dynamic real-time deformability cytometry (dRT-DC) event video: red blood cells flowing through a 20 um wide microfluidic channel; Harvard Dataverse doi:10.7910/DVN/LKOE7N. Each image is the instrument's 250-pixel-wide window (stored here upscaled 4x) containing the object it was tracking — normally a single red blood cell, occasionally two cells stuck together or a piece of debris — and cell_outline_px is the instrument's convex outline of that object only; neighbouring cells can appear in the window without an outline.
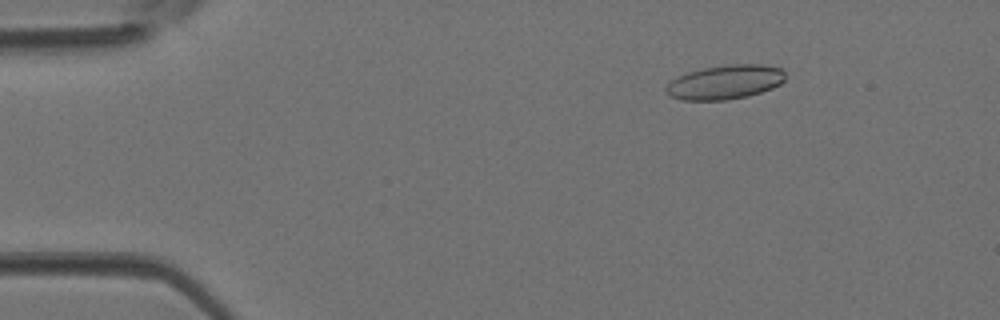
{"species": "Egyptian fruit bat (a non-hibernating species)", "species_latin": "Rousettus aegyptiacus", "temperature_condition": "room temperature", "stored_images_in_passage": 4, "camera_frame_rate_fps": 3000, "um_per_image_px": 0.085, "animal": {"sex": "female"}, "frame": {"image": 1, "passage_image": 2, "time_ms": 0.333, "image_size_px": [1000, 320], "cell_outline_px": [[784, 80], [780, 84], [772, 88], [748, 96], [728, 100], [684, 100], [668, 96], [664, 92], [664, 88], [672, 80], [688, 72], [704, 68], [732, 64], [760, 64], [780, 68], [784, 72]], "centroid_in_image_um": [61.61, 6.99], "position_along_channel_um": 23.4, "area_um2": 23.7}}
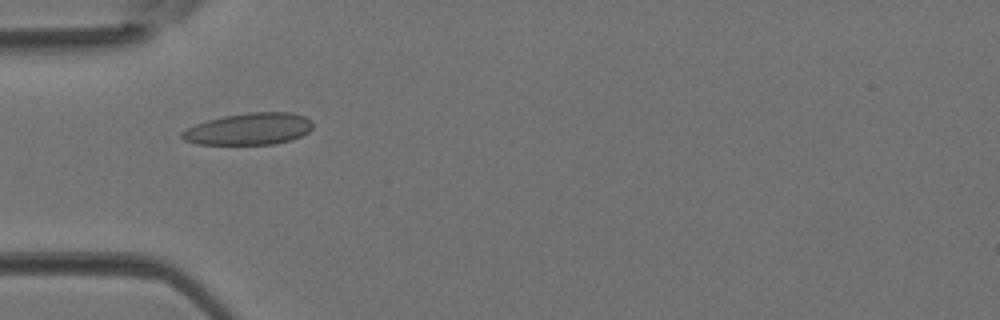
{"frame": {"image": 2, "passage_image": 4, "time_ms": 1.0, "image_size_px": [1000, 320], "cell_outline_px": [[312, 128], [308, 132], [292, 140], [276, 144], [196, 144], [184, 140], [180, 136], [180, 132], [196, 124], [208, 120], [224, 116], [248, 112], [292, 112], [304, 116], [312, 120]], "centroid_in_image_um": [21.18, 10.96], "position_along_channel_um": 63.8, "area_um2": 24.33}}